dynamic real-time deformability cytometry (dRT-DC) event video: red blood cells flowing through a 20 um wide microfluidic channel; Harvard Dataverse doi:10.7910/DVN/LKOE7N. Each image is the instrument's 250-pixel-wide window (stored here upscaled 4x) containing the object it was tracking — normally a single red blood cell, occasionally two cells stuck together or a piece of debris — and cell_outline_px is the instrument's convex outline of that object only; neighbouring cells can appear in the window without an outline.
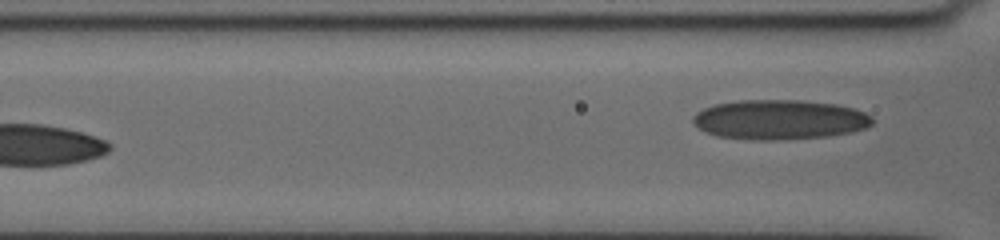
{"species": "human", "species_latin": "Homo sapiens", "temperature_condition": "cold", "stored_images_in_passage": 9, "segment_of_instrument_passage": [2, 2], "camera_frame_rate_fps": 3000, "um_per_image_px": 0.085, "donor": {"sex": "female"}, "frame": {"image": 1, "passage_image": 9, "time_ms": 7.0, "image_size_px": [1000, 240], "cell_outline_px": [[872, 124], [864, 128], [852, 132], [828, 136], [780, 140], [752, 140], [716, 136], [704, 132], [696, 128], [692, 124], [692, 116], [696, 112], [704, 108], [716, 104], [740, 100], [800, 100], [836, 104], [856, 108], [872, 116]], "centroid_in_image_um": [66.22, 10.17], "position_along_channel_um": 100.4, "area_um2": 41.96}}